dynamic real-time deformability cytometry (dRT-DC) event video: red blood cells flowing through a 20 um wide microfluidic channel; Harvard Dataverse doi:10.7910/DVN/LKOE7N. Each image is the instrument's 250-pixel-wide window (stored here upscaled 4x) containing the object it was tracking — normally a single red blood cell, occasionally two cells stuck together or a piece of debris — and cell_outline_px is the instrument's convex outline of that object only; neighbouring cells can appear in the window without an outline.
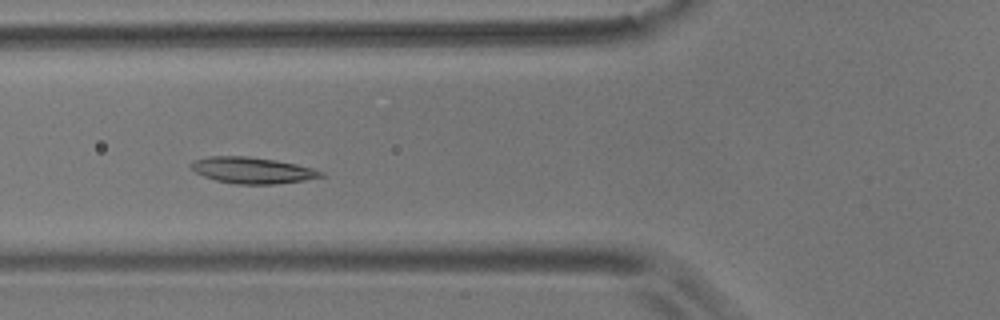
{"species": "common noctule bat (a hibernating species)", "species_latin": "Nyctalus noctula", "temperature_condition": "room temperature", "stored_images_in_passage": 5, "camera_frame_rate_fps": 3000, "um_per_image_px": 0.085, "animal": {"sex": "male", "body_mass_g": 17.9}, "frame": {"image": 1, "passage_image": 5, "time_ms": 5.333, "image_size_px": [1000, 320], "cell_outline_px": [[324, 176], [304, 180], [276, 184], [236, 184], [216, 180], [204, 176], [196, 172], [188, 164], [196, 160], [208, 156], [248, 156], [276, 160], [296, 164], [312, 168], [324, 172]], "centroid_in_image_um": [21.45, 14.47], "position_along_channel_um": 104.3, "area_um2": 19.77}}